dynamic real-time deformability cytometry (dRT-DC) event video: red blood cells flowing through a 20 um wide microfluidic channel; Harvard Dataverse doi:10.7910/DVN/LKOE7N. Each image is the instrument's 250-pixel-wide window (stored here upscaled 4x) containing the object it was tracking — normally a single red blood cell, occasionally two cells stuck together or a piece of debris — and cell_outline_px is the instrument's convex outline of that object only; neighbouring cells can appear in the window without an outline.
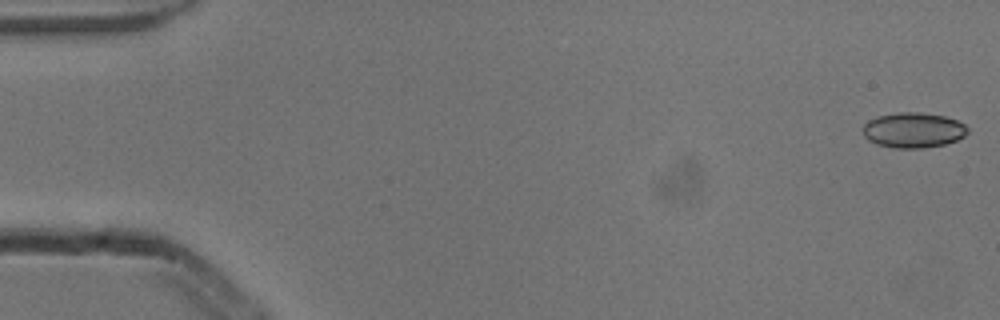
{"species": "common noctule bat (a hibernating species)", "species_latin": "Nyctalus noctula", "temperature_condition": "cold", "stored_images_in_passage": 53, "camera_frame_rate_fps": 3000, "um_per_image_px": 0.085, "animal": {"sex": "male", "body_mass_g": 13.3}, "frame": {"image": 1, "passage_image": 1, "time_ms": 0.0, "image_size_px": [1000, 320], "cell_outline_px": [[968, 132], [964, 136], [956, 140], [944, 144], [924, 148], [892, 148], [876, 144], [868, 140], [864, 136], [864, 124], [868, 120], [876, 116], [900, 112], [920, 112], [944, 116], [956, 120], [964, 124], [968, 128]], "centroid_in_image_um": [77.62, 11.06], "position_along_channel_um": 7.4, "area_um2": 21.56}}
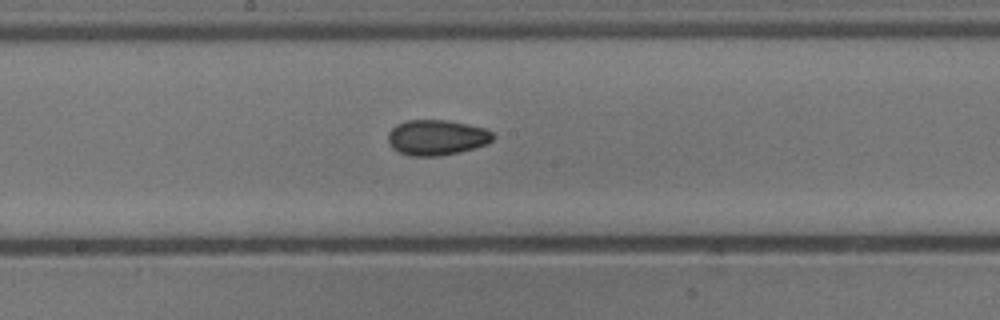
{"frame": {"image": 2, "passage_image": 28, "time_ms": 9.0, "image_size_px": [1000, 320], "cell_outline_px": [[496, 136], [488, 144], [456, 152], [436, 156], [412, 156], [400, 152], [392, 148], [388, 140], [388, 132], [396, 124], [408, 120], [448, 120], [468, 124], [484, 128], [492, 132]], "centroid_in_image_um": [37.12, 11.67], "position_along_channel_um": 211.1, "area_um2": 21.56}}
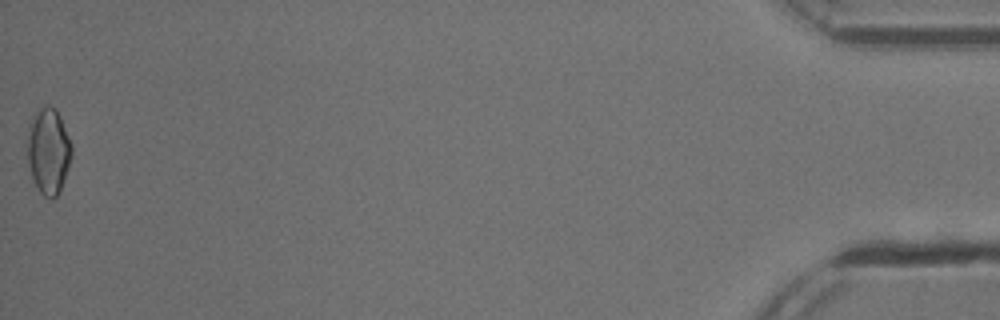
{"frame": {"image": 3, "passage_image": 53, "time_ms": 17.333, "image_size_px": [1000, 320], "cell_outline_px": [[72, 156], [60, 188], [56, 196], [52, 200], [48, 200], [40, 192], [32, 176], [28, 164], [28, 124], [32, 116], [44, 104], [48, 104], [56, 108], [60, 116], [72, 144]], "centroid_in_image_um": [4.11, 12.79], "position_along_channel_um": 431.1, "area_um2": 22.2}, "authors_computed_cell_mechanics": {"area_um2": 21.097, "velocity_mm_per_s": 3.8825, "shape_relaxation_time_tau1_ms": null, "shape_relaxation_time_tau2_ms": 2.7746, "deformation_change_tau1": null, "deformation_change_tau2": 0.0642}}